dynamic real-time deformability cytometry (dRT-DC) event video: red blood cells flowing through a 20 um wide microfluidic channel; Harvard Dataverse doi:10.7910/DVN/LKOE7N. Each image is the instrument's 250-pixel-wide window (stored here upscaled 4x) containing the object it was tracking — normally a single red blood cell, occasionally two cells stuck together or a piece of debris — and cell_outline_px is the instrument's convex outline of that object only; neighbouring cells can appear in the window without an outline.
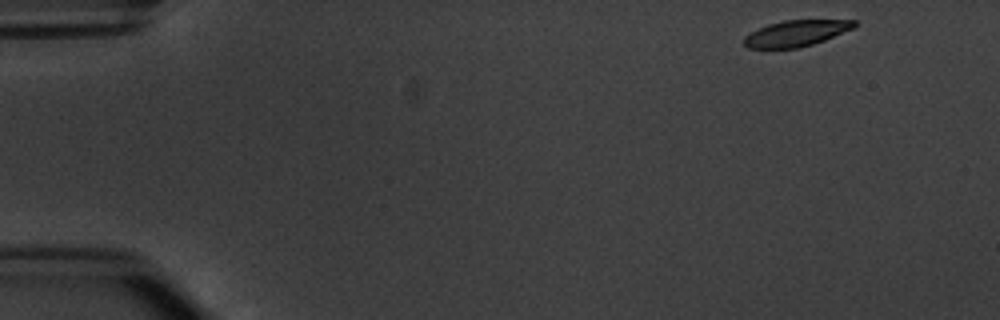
{"species": "common noctule bat (a hibernating species)", "species_latin": "Nyctalus noctula", "temperature_condition": "warm", "stored_images_in_passage": 4, "camera_frame_rate_fps": 3000, "um_per_image_px": 0.085, "animal": {"sex": "male", "body_mass_g": 20.1, "forearm_length_mm": 53.5}, "frame": {"image": 1, "passage_image": 1, "time_ms": 0.0, "image_size_px": [1000, 320], "cell_outline_px": [[856, 24], [852, 28], [824, 40], [800, 48], [748, 48], [744, 44], [744, 36], [768, 24], [784, 20], [856, 20]], "centroid_in_image_um": [67.64, 2.83], "position_along_channel_um": 17.4, "area_um2": 16.47}}
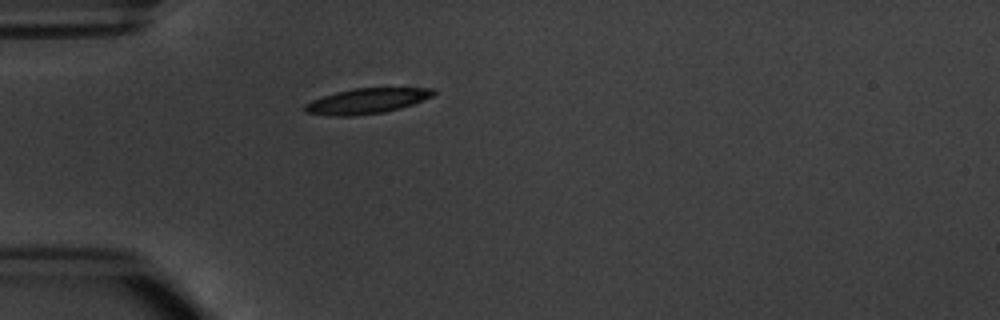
{"frame": {"image": 2, "passage_image": 4, "time_ms": 3.667, "image_size_px": [1000, 320], "cell_outline_px": [[436, 92], [432, 96], [412, 104], [400, 108], [384, 112], [352, 116], [332, 116], [304, 112], [300, 108], [304, 104], [312, 100], [336, 92], [352, 88], [436, 88]], "centroid_in_image_um": [31.12, 8.59], "position_along_channel_um": 53.9, "area_um2": 19.02}}